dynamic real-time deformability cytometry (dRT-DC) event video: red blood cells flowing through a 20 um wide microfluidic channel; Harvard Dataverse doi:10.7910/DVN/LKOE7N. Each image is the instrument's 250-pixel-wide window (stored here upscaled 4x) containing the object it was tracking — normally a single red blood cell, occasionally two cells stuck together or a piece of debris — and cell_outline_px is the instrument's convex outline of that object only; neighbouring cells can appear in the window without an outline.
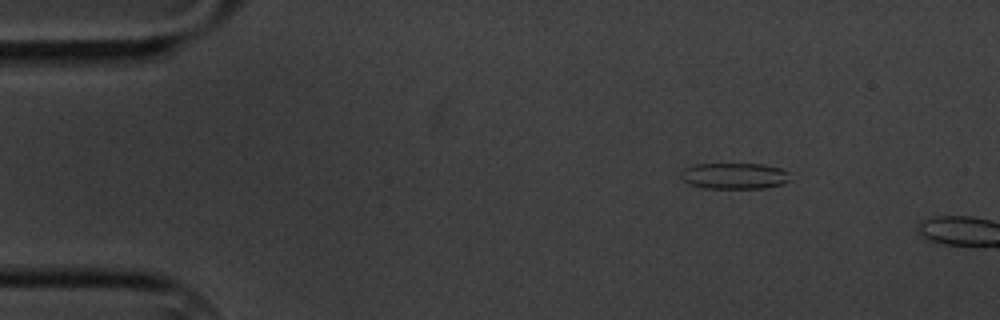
{"species": "common noctule bat (a hibernating species)", "species_latin": "Nyctalus noctula", "temperature_condition": "cold", "stored_images_in_passage": 3, "camera_frame_rate_fps": 3000, "um_per_image_px": 0.085, "animal": {"sex": "male", "body_mass_g": 20.1, "forearm_length_mm": 53.5}, "frame": {"image": 1, "passage_image": 2, "time_ms": 1.333, "image_size_px": [1000, 320], "cell_outline_px": [[788, 180], [784, 184], [764, 188], [704, 188], [688, 184], [680, 180], [680, 172], [684, 168], [696, 164], [760, 164], [780, 168], [788, 172]], "centroid_in_image_um": [62.36, 14.96], "position_along_channel_um": 22.6, "area_um2": 16.7}}